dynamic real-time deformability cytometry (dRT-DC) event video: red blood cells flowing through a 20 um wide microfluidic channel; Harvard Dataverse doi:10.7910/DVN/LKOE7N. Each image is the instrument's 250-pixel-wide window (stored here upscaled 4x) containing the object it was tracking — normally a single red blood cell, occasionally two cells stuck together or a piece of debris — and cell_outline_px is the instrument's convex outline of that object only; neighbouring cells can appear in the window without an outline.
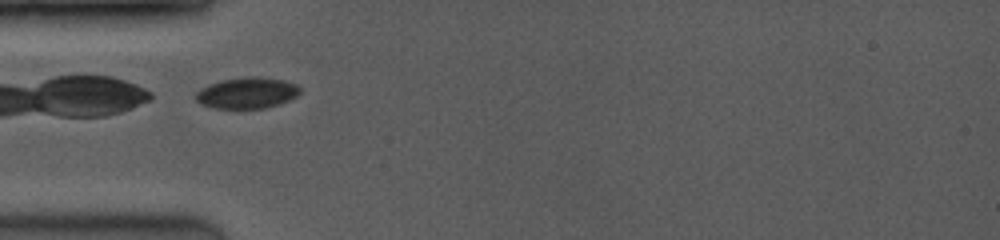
{"species": "common noctule bat (a hibernating species)", "species_latin": "Nyctalus noctula", "temperature_condition": "room temperature", "stored_images_in_passage": 2, "camera_frame_rate_fps": 3500, "um_per_image_px": 0.085, "animal": {"sex": "female", "body_mass_g": 19.0, "forearm_length_mm": 53.3}, "frame": {"image": 1, "passage_image": 1, "time_ms": 0.0, "image_size_px": [1000, 240], "cell_outline_px": [[300, 92], [296, 96], [280, 104], [264, 108], [212, 108], [200, 104], [196, 100], [196, 92], [200, 88], [208, 84], [220, 80], [244, 76], [252, 76], [284, 80], [296, 84], [300, 88]], "centroid_in_image_um": [20.96, 7.89], "position_along_channel_um": 64.0, "area_um2": 19.02}}